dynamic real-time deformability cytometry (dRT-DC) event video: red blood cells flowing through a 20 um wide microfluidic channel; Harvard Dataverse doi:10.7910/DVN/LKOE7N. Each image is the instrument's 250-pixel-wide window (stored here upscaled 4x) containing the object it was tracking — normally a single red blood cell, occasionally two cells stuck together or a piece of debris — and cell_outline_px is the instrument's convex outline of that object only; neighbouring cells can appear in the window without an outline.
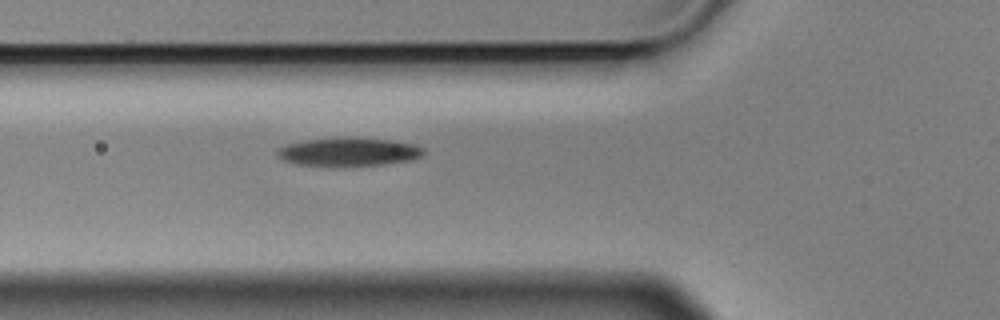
{"species": "Egyptian fruit bat (a non-hibernating species)", "species_latin": "Rousettus aegyptiacus", "temperature_condition": "cold", "stored_images_in_passage": 5, "camera_frame_rate_fps": 3000, "um_per_image_px": 0.085, "animal": {"sex": "male"}, "frame": {"image": 1, "passage_image": 5, "time_ms": 1.333, "image_size_px": [1000, 320], "cell_outline_px": [[424, 152], [420, 156], [412, 160], [384, 164], [340, 168], [324, 168], [296, 164], [284, 160], [276, 156], [276, 152], [280, 148], [288, 144], [308, 140], [336, 136], [348, 136], [392, 140], [416, 144], [424, 148]], "centroid_in_image_um": [29.62, 12.93], "position_along_channel_um": 96.2, "area_um2": 25.37}}